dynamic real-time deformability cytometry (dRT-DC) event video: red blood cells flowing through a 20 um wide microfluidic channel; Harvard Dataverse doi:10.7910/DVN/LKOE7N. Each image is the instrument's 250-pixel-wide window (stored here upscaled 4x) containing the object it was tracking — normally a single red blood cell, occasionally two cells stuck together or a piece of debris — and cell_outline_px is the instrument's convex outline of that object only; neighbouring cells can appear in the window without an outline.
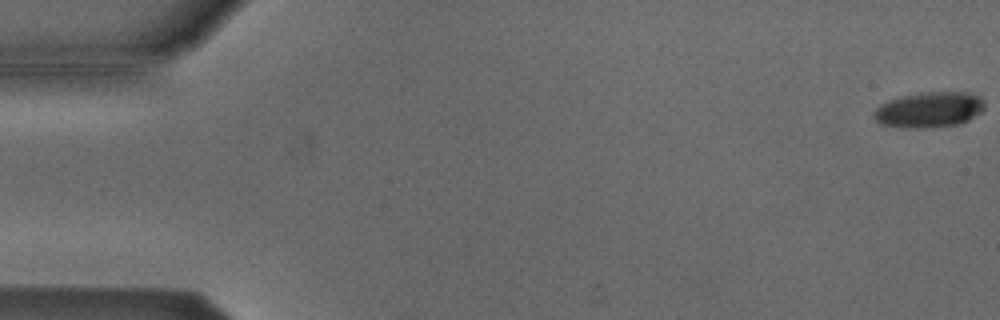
{"species": "Egyptian fruit bat (a non-hibernating species)", "species_latin": "Rousettus aegyptiacus", "temperature_condition": "cold", "stored_images_in_passage": 54, "camera_frame_rate_fps": 3000, "um_per_image_px": 0.085, "animal": {"sex": "male"}, "frame": {"image": 1, "passage_image": 1, "time_ms": 0.0, "image_size_px": [1000, 320], "cell_outline_px": [[984, 108], [980, 112], [968, 120], [960, 124], [920, 128], [908, 128], [880, 124], [876, 120], [876, 108], [880, 104], [904, 96], [928, 92], [968, 92], [980, 96], [984, 100]], "centroid_in_image_um": [79.04, 9.33], "position_along_channel_um": 6.0, "area_um2": 22.54}}
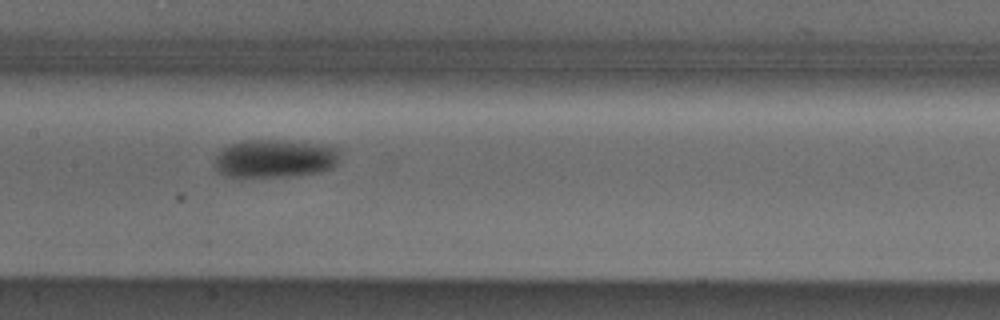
{"frame": {"image": 2, "passage_image": 27, "time_ms": 8.667, "image_size_px": [1000, 320], "cell_outline_px": [[340, 160], [332, 168], [324, 172], [292, 176], [228, 176], [220, 172], [216, 168], [216, 156], [228, 144], [244, 140], [276, 140], [332, 144], [340, 148]], "centroid_in_image_um": [23.49, 13.45], "position_along_channel_um": 183.9, "area_um2": 28.21}}
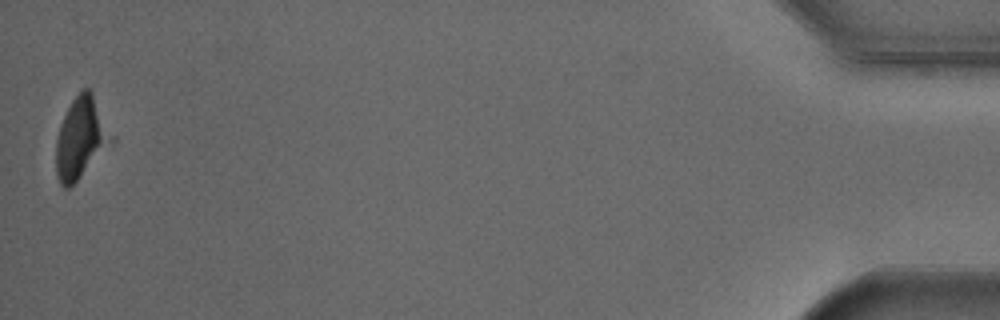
{"frame": {"image": 3, "passage_image": 54, "time_ms": 17.667, "image_size_px": [1000, 320], "cell_outline_px": [[104, 140], [76, 180], [68, 188], [64, 188], [60, 184], [56, 176], [56, 140], [60, 124], [72, 100], [84, 88], [88, 88], [92, 92], [104, 136]], "centroid_in_image_um": [6.6, 11.73], "position_along_channel_um": 428.6, "area_um2": 22.31}}